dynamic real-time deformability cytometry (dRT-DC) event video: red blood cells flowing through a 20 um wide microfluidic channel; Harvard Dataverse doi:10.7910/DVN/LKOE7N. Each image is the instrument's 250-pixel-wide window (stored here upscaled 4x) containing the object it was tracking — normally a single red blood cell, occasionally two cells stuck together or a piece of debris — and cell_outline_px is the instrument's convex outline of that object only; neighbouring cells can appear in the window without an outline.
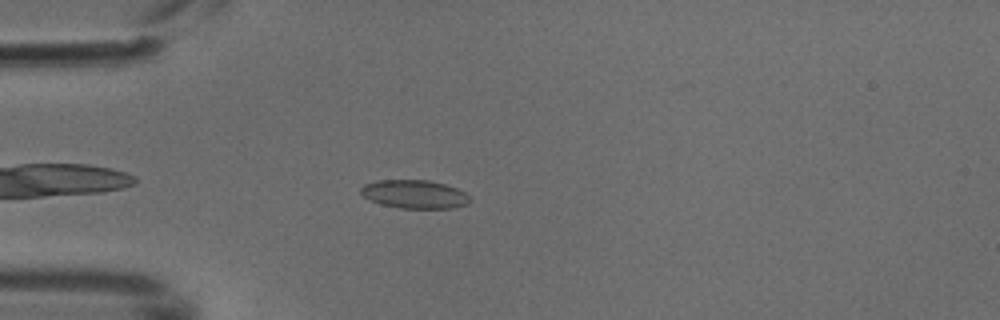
{"species": "common noctule bat (a hibernating species)", "species_latin": "Nyctalus noctula", "temperature_condition": "cold", "stored_images_in_passage": 4, "camera_frame_rate_fps": 3000, "um_per_image_px": 0.085, "animal": {"sex": "male", "body_mass_g": 18.8}, "frame": {"image": 1, "passage_image": 3, "time_ms": 0.667, "image_size_px": [1000, 320], "cell_outline_px": [[472, 200], [468, 204], [452, 208], [400, 208], [380, 204], [368, 200], [360, 192], [360, 188], [364, 184], [376, 180], [428, 180], [444, 184], [456, 188], [472, 196]], "centroid_in_image_um": [35.24, 16.51], "position_along_channel_um": 49.8, "area_um2": 18.26}}